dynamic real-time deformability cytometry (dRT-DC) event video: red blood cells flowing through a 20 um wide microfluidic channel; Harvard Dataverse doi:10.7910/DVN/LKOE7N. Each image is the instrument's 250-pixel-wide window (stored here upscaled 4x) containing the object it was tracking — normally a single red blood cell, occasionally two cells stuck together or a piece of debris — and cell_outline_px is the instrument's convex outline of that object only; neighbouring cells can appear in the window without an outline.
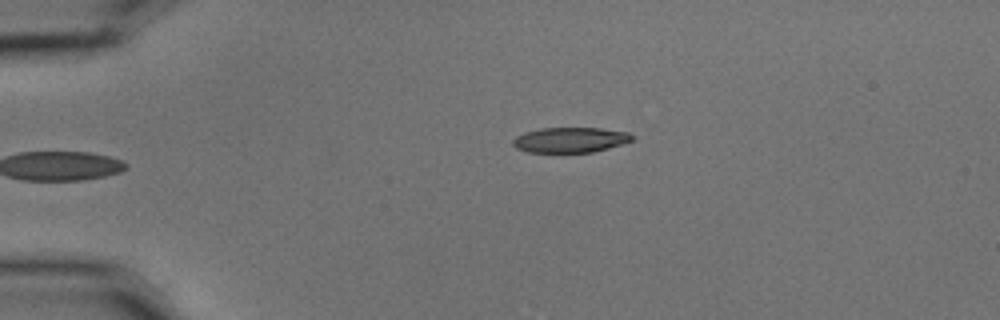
{"species": "common noctule bat (a hibernating species)", "species_latin": "Nyctalus noctula", "temperature_condition": "cold", "stored_images_in_passage": 4, "camera_frame_rate_fps": 3000, "um_per_image_px": 0.085, "animal": {"sex": "male", "body_mass_g": 15.6}, "frame": {"image": 1, "passage_image": 4, "time_ms": 1.0, "image_size_px": [1000, 320], "cell_outline_px": [[636, 136], [632, 140], [608, 148], [592, 152], [528, 152], [516, 148], [512, 144], [512, 140], [516, 136], [524, 132], [540, 128], [600, 128], [628, 132]], "centroid_in_image_um": [48.45, 11.88], "position_along_channel_um": 36.5, "area_um2": 17.51}}